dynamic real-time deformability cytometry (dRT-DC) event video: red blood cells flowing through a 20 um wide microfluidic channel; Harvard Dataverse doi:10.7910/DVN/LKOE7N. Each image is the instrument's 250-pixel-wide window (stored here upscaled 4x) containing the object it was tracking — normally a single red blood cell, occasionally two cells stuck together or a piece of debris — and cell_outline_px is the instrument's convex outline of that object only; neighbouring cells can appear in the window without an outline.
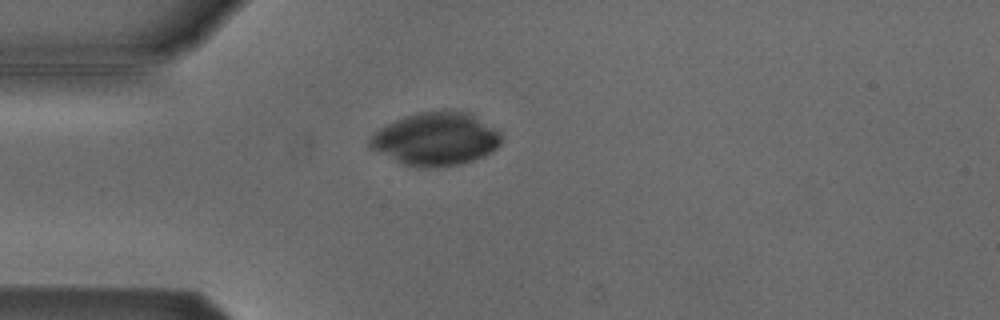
{"species": "Egyptian fruit bat (a non-hibernating species)", "species_latin": "Rousettus aegyptiacus", "temperature_condition": "cold", "stored_images_in_passage": 41, "camera_frame_rate_fps": 3000, "um_per_image_px": 0.085, "animal": {"sex": "male"}, "frame": {"image": 1, "passage_image": 2, "time_ms": 0.333, "image_size_px": [1000, 320], "cell_outline_px": [[500, 144], [492, 152], [484, 156], [464, 164], [436, 168], [424, 168], [400, 164], [368, 148], [368, 140], [380, 128], [404, 116], [420, 112], [444, 108], [448, 108], [472, 112], [500, 132]], "centroid_in_image_um": [37.05, 11.8], "position_along_channel_um": 47.9, "area_um2": 41.67}}
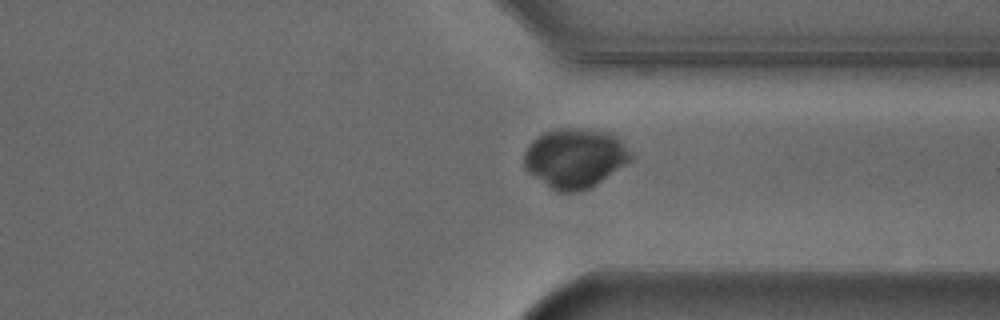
{"frame": {"image": 2, "passage_image": 28, "time_ms": 9.0, "image_size_px": [1000, 320], "cell_outline_px": [[636, 156], [632, 160], [596, 184], [588, 188], [572, 192], [560, 192], [552, 188], [528, 172], [524, 168], [524, 152], [528, 144], [536, 136], [544, 132], [556, 128], [576, 128], [612, 132]], "centroid_in_image_um": [48.88, 13.41], "position_along_channel_um": 362.5, "area_um2": 37.11}}
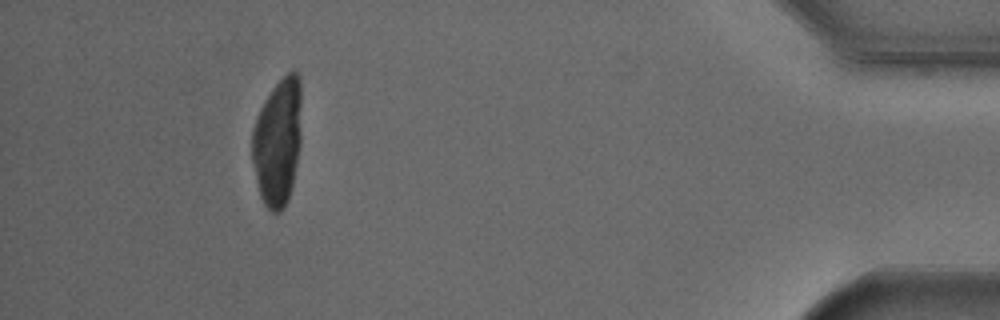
{"frame": {"image": 3, "passage_image": 37, "time_ms": 12.0, "image_size_px": [1000, 320], "cell_outline_px": [[300, 144], [292, 188], [288, 200], [284, 208], [280, 212], [272, 212], [264, 204], [260, 196], [252, 160], [252, 132], [260, 108], [272, 88], [288, 72], [296, 68], [300, 76]], "centroid_in_image_um": [23.61, 12.06], "position_along_channel_um": 411.6, "area_um2": 36.7}}